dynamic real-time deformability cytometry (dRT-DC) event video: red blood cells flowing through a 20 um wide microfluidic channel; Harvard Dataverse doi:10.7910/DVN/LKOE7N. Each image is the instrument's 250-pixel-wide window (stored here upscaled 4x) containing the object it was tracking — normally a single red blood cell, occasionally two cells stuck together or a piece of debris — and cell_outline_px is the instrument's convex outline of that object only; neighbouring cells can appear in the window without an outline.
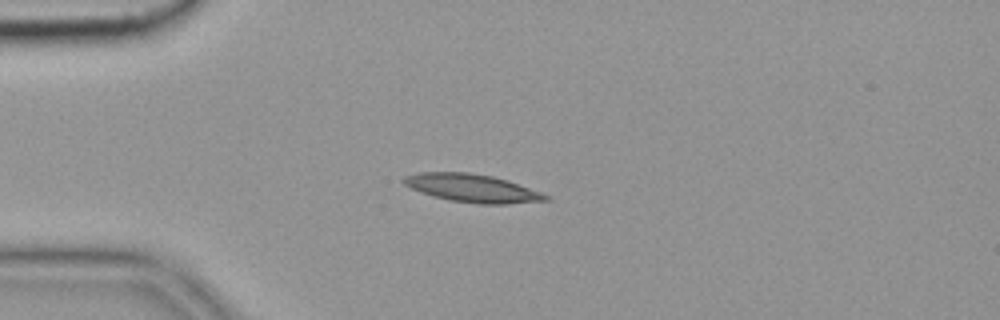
{"species": "common noctule bat (a hibernating species)", "species_latin": "Nyctalus noctula", "temperature_condition": "cold", "stored_images_in_passage": 44, "camera_frame_rate_fps": 3000, "um_per_image_px": 0.085, "animal": {"sex": "female", "body_mass_g": 19.9}, "frame": {"image": 1, "passage_image": 3, "time_ms": 0.667, "image_size_px": [1000, 320], "cell_outline_px": [[552, 200], [508, 204], [476, 204], [448, 200], [432, 196], [420, 192], [404, 184], [400, 180], [404, 176], [420, 172], [468, 172], [492, 176], [508, 180], [552, 196]], "centroid_in_image_um": [40.17, 16.0], "position_along_channel_um": 44.8, "area_um2": 23.52}}
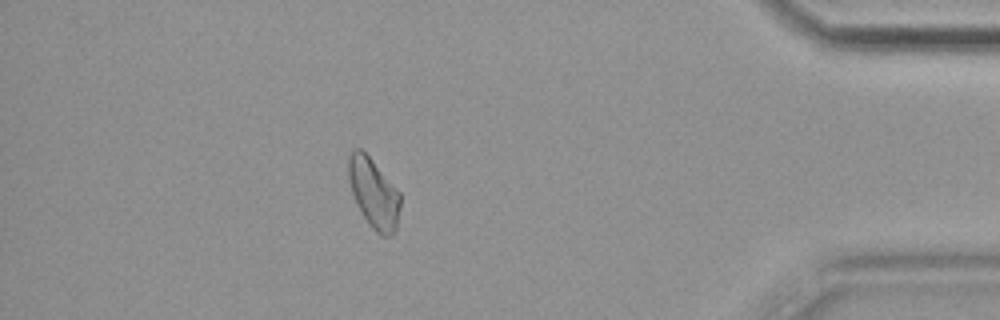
{"frame": {"image": 2, "passage_image": 38, "time_ms": 12.333, "image_size_px": [1000, 320], "cell_outline_px": [[400, 208], [396, 228], [392, 236], [380, 236], [372, 228], [356, 204], [352, 192], [348, 176], [348, 156], [352, 148], [360, 148], [372, 160], [400, 192]], "centroid_in_image_um": [31.76, 16.42], "position_along_channel_um": 403.4, "area_um2": 20.98}, "authors_computed_cell_mechanics": {"area_um2": 21.2126, "velocity_mm_per_s": 3.6124, "shape_relaxation_time_tau1_ms": 7.5445, "shape_relaxation_time_tau2_ms": null, "deformation_change_tau1": 0.1678, "deformation_change_tau2": null}}